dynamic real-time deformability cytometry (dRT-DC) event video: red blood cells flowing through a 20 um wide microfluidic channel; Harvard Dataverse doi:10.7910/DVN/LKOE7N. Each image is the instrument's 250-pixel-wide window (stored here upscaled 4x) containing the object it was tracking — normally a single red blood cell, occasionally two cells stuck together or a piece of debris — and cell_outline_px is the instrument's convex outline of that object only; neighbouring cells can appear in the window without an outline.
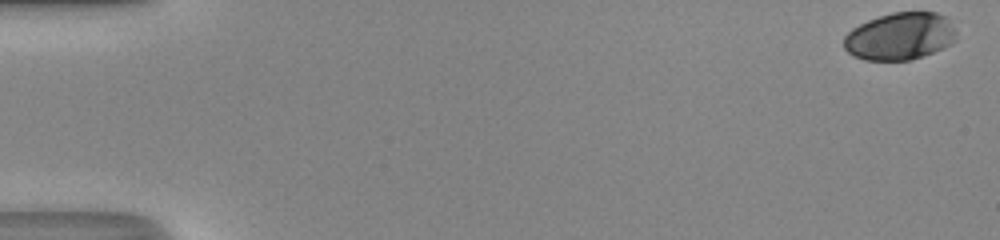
{"species": "human", "species_latin": "Homo sapiens", "temperature_condition": "room temperature", "stored_images_in_passage": 49, "camera_frame_rate_fps": 3000, "um_per_image_px": 0.085, "donor": {"sex": "male"}, "frame": {"image": 1, "passage_image": 1, "time_ms": 0.0, "image_size_px": [1000, 240], "cell_outline_px": [[956, 40], [944, 48], [924, 56], [912, 60], [864, 60], [852, 56], [844, 48], [844, 36], [852, 28], [868, 20], [892, 12], [936, 12], [948, 16], [956, 28]], "centroid_in_image_um": [76.53, 3.08], "position_along_channel_um": 8.5, "area_um2": 31.5}}
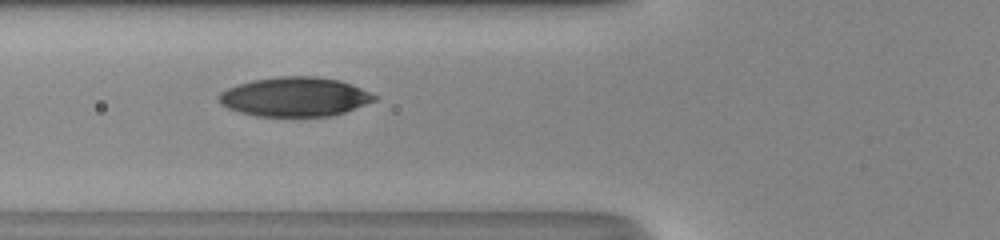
{"frame": {"image": 2, "passage_image": 20, "time_ms": 6.333, "image_size_px": [1000, 240], "cell_outline_px": [[380, 96], [376, 100], [344, 112], [332, 116], [256, 116], [240, 112], [228, 108], [220, 104], [220, 92], [228, 88], [252, 80], [280, 76], [316, 76], [340, 80], [352, 84]], "centroid_in_image_um": [25.1, 8.22], "position_along_channel_um": 100.7, "area_um2": 35.6}}
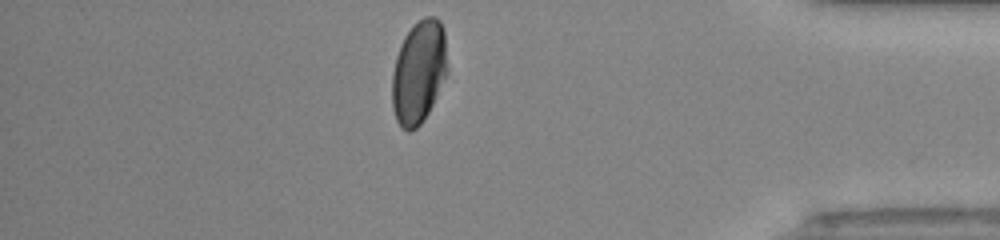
{"frame": {"image": 3, "passage_image": 43, "time_ms": 14.0, "image_size_px": [1000, 240], "cell_outline_px": [[444, 76], [432, 104], [428, 112], [420, 124], [416, 128], [408, 132], [400, 128], [396, 120], [392, 108], [392, 72], [396, 56], [400, 44], [404, 36], [412, 24], [424, 16], [436, 16], [440, 20], [444, 28]], "centroid_in_image_um": [35.52, 6.11], "position_along_channel_um": 399.7, "area_um2": 32.77}, "authors_computed_cell_mechanics": {"area_um2": 34.4488, "velocity_mm_per_s": 4.3296, "shape_relaxation_time_tau1_ms": 4.6893, "shape_relaxation_time_tau2_ms": 1.743, "deformation_change_tau1": 0.16, "deformation_change_tau2": 0.0449}}